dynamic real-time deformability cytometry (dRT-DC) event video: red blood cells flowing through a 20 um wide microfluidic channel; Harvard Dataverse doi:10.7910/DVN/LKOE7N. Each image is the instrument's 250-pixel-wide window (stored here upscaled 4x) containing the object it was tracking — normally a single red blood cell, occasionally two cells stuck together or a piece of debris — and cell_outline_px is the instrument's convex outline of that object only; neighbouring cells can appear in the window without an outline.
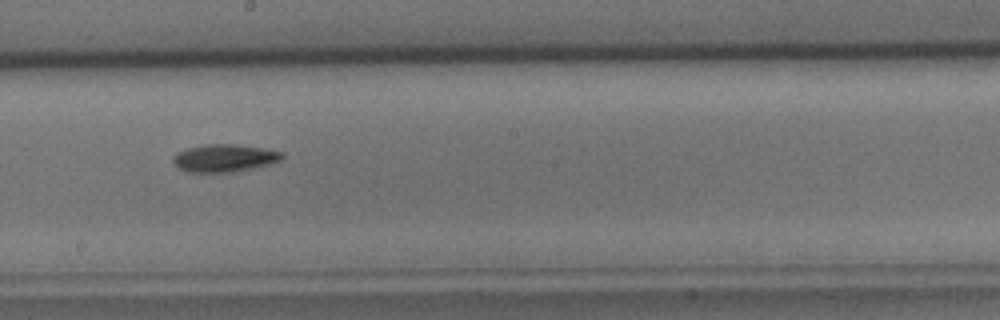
{"species": "common noctule bat (a hibernating species)", "species_latin": "Nyctalus noctula", "temperature_condition": "cold", "stored_images_in_passage": 9, "camera_frame_rate_fps": 3000, "um_per_image_px": 0.085, "animal": {"sex": "male", "body_mass_g": 15.6}, "frame": {"image": 1, "passage_image": 8, "time_ms": 8.333, "image_size_px": [1000, 320], "cell_outline_px": [[284, 156], [280, 160], [268, 164], [252, 168], [232, 172], [188, 172], [180, 168], [172, 160], [172, 156], [176, 152], [188, 148], [204, 144], [236, 144], [264, 148], [284, 152]], "centroid_in_image_um": [19.07, 13.42], "position_along_channel_um": 229.1, "area_um2": 17.51}}